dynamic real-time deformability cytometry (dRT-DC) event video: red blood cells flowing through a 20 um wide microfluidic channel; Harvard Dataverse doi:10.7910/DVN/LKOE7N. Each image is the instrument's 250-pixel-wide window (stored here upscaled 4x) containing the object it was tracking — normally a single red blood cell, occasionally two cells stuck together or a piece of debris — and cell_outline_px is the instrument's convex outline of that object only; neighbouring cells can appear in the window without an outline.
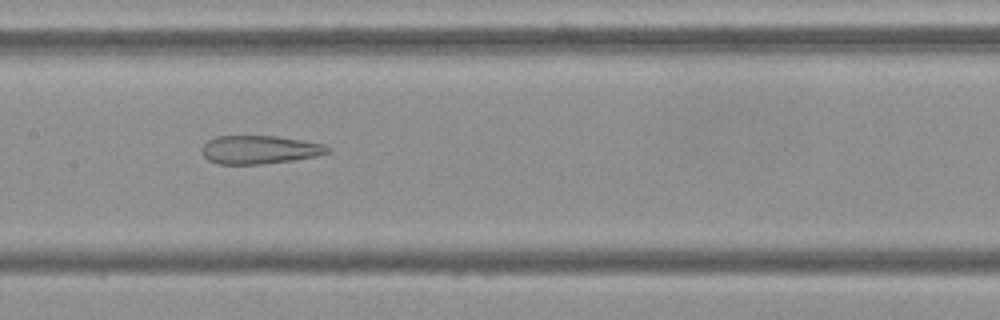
{"species": "Egyptian fruit bat (a non-hibernating species)", "species_latin": "Rousettus aegyptiacus", "temperature_condition": "cold", "stored_images_in_passage": 54, "camera_frame_rate_fps": 3000, "um_per_image_px": 0.085, "frame": {"image": 1, "passage_image": 26, "time_ms": 8.333, "image_size_px": [1000, 320], "cell_outline_px": [[332, 152], [316, 156], [292, 160], [260, 164], [220, 164], [208, 160], [204, 156], [200, 148], [208, 140], [216, 136], [276, 136], [324, 144], [332, 148]], "centroid_in_image_um": [22.07, 12.72], "position_along_channel_um": 185.3, "area_um2": 20.81}}
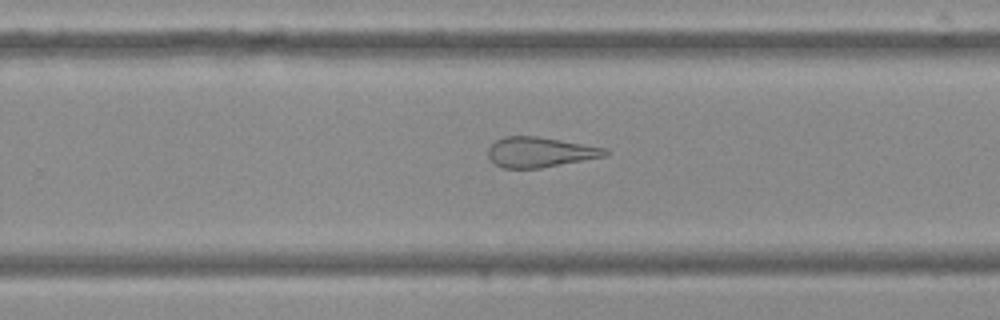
{"frame": {"image": 2, "passage_image": 34, "time_ms": 11.0, "image_size_px": [1000, 320], "cell_outline_px": [[608, 156], [540, 168], [504, 168], [496, 164], [488, 156], [488, 148], [496, 140], [504, 136], [536, 136], [608, 148]], "centroid_in_image_um": [45.92, 12.93], "position_along_channel_um": 283.9, "area_um2": 20.52}}
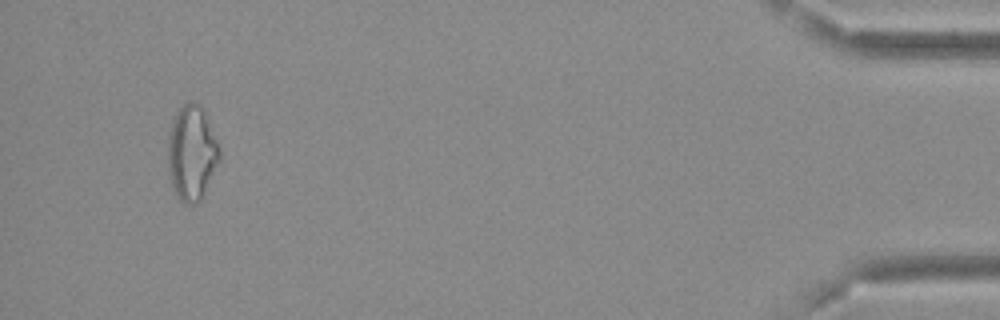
{"frame": {"image": 3, "passage_image": 51, "time_ms": 16.667, "image_size_px": [1000, 320], "cell_outline_px": [[220, 160], [200, 200], [196, 204], [184, 204], [176, 196], [168, 172], [168, 140], [172, 120], [176, 112], [184, 104], [192, 100], [200, 104], [204, 108], [216, 140], [220, 152]], "centroid_in_image_um": [16.29, 12.98], "position_along_channel_um": 418.9, "area_um2": 28.55}, "authors_computed_cell_mechanics": {"area_um2": 26.5013, "velocity_mm_per_s": 3.7086, "shape_relaxation_time_tau1_ms": null, "shape_relaxation_time_tau2_ms": 3.6987, "deformation_change_tau1": null, "deformation_change_tau2": 0.1717}}